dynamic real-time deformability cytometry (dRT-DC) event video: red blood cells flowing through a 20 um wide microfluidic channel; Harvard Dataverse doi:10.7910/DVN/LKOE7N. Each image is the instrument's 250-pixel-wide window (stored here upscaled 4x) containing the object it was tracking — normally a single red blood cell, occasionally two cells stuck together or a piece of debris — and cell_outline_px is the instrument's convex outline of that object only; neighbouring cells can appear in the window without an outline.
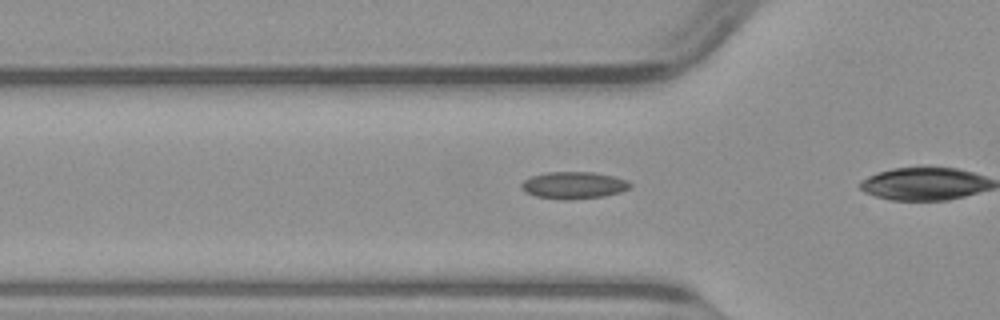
{"species": "common noctule bat (a hibernating species)", "species_latin": "Nyctalus noctula", "temperature_condition": "warm", "stored_images_in_passage": 20, "camera_frame_rate_fps": 3000, "um_per_image_px": 0.085, "animal": {"sex": "male", "body_mass_g": 23.1, "forearm_length_mm": 52.7}, "frame": {"image": 1, "passage_image": 13, "time_ms": 4.0, "image_size_px": [1000, 320], "cell_outline_px": [[632, 188], [620, 192], [604, 196], [572, 200], [560, 200], [536, 196], [524, 192], [520, 188], [520, 184], [524, 180], [532, 176], [548, 172], [592, 172], [616, 176], [628, 180], [632, 184]], "centroid_in_image_um": [48.79, 15.75], "position_along_channel_um": 77.0, "area_um2": 17.46}}
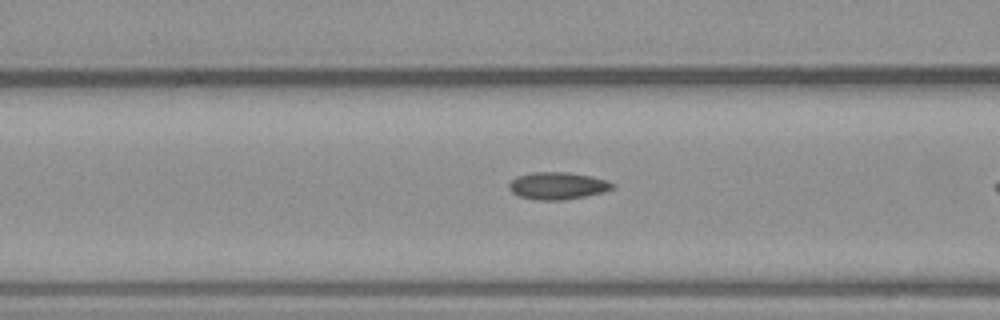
{"frame": {"image": 2, "passage_image": 16, "time_ms": 5.0, "image_size_px": [1000, 320], "cell_outline_px": [[616, 188], [604, 192], [564, 200], [536, 200], [516, 196], [508, 188], [508, 184], [516, 176], [532, 172], [568, 172], [592, 176], [608, 180], [616, 184]], "centroid_in_image_um": [47.41, 15.79], "position_along_channel_um": 119.2, "area_um2": 16.76}}
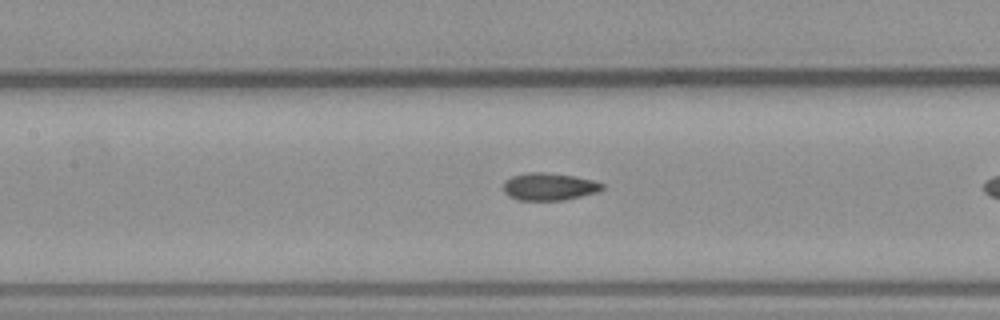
{"frame": {"image": 3, "passage_image": 19, "time_ms": 6.0, "image_size_px": [1000, 320], "cell_outline_px": [[604, 188], [600, 192], [564, 200], [516, 200], [508, 196], [504, 192], [504, 180], [512, 176], [528, 172], [544, 172], [576, 176], [596, 180], [604, 184]], "centroid_in_image_um": [46.71, 15.86], "position_along_channel_um": 160.7, "area_um2": 16.13}}